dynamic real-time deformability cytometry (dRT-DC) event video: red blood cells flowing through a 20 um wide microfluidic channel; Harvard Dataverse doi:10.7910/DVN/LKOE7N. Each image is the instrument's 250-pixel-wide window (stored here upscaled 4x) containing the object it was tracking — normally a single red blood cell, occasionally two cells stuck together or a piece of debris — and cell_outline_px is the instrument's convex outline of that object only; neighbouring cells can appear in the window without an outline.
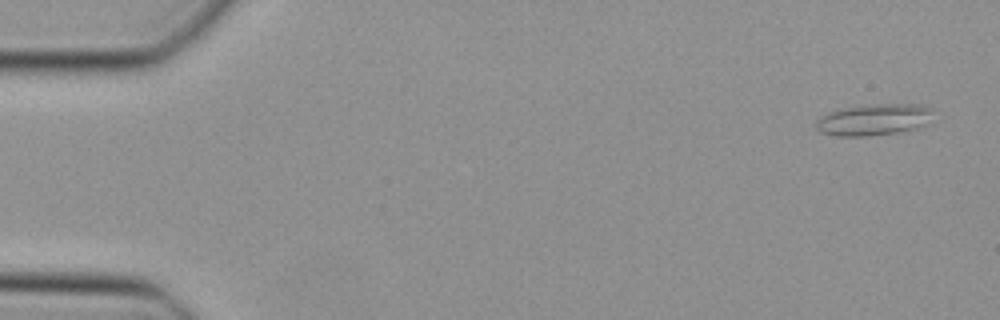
{"species": "Egyptian fruit bat (a non-hibernating species)", "species_latin": "Rousettus aegyptiacus", "temperature_condition": "cold", "stored_images_in_passage": 47, "camera_frame_rate_fps": 3000, "um_per_image_px": 0.085, "animal": {"sex": "female"}, "frame": {"image": 1, "passage_image": 2, "time_ms": 0.333, "image_size_px": [1000, 320], "cell_outline_px": [[932, 112], [924, 124], [916, 128], [900, 132], [868, 136], [836, 136], [820, 132], [816, 128], [816, 120], [820, 116], [828, 112], [848, 108], [876, 104], [920, 104], [932, 108]], "centroid_in_image_um": [74.24, 10.18], "position_along_channel_um": 10.8, "area_um2": 21.21}}
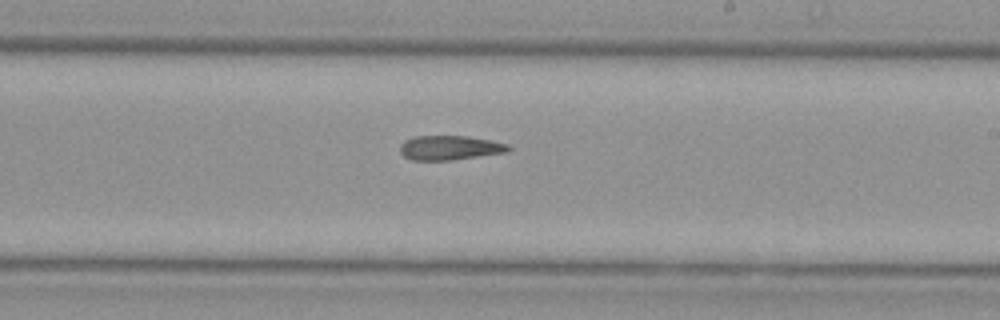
{"frame": {"image": 2, "passage_image": 28, "time_ms": 9.0, "image_size_px": [1000, 320], "cell_outline_px": [[512, 148], [508, 152], [452, 160], [412, 160], [404, 156], [400, 152], [400, 144], [404, 140], [416, 136], [468, 136], [492, 140], [508, 144]], "centroid_in_image_um": [38.25, 12.55], "position_along_channel_um": 250.7, "area_um2": 15.55}}
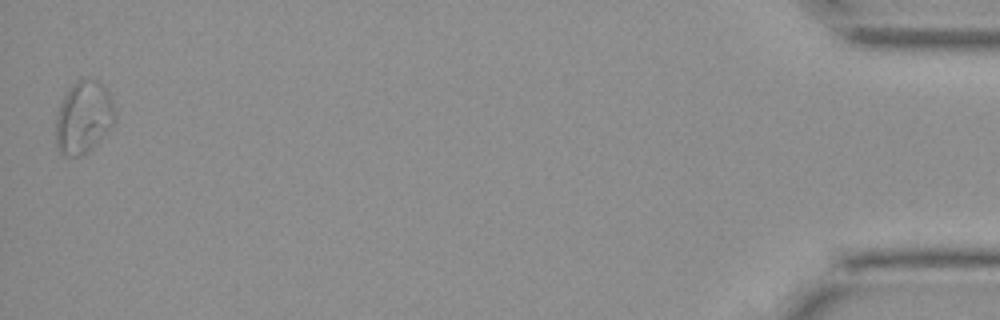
{"frame": {"image": 3, "passage_image": 47, "time_ms": 15.333, "image_size_px": [1000, 320], "cell_outline_px": [[112, 124], [96, 144], [88, 152], [80, 156], [64, 156], [60, 152], [56, 144], [56, 116], [64, 92], [76, 80], [88, 76], [104, 84], [112, 100]], "centroid_in_image_um": [7.05, 9.93], "position_along_channel_um": 428.2, "area_um2": 24.91}}